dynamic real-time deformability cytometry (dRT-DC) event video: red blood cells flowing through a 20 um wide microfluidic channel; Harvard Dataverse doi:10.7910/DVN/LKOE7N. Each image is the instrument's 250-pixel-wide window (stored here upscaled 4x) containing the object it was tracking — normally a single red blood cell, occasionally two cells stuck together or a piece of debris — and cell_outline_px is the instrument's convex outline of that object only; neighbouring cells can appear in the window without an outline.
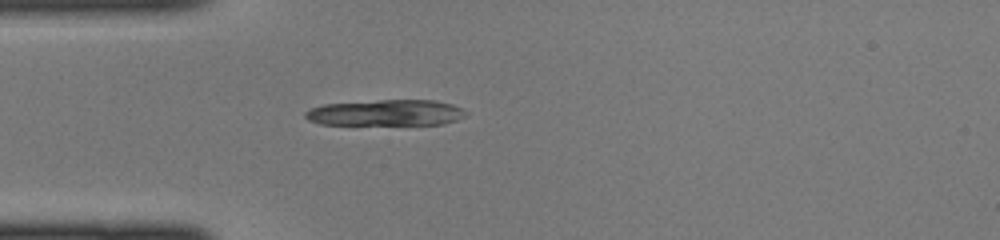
{"species": "common noctule bat (a hibernating species)", "species_latin": "Nyctalus noctula", "temperature_condition": "cold", "stored_images_in_passage": 33, "camera_frame_rate_fps": 3000, "um_per_image_px": 0.085, "animal": {"sex": "female", "body_mass_g": 22.0, "forearm_length_mm": 56.7}, "frame": {"image": 1, "passage_image": 1, "time_ms": 0.0, "image_size_px": [1000, 240], "cell_outline_px": [[468, 112], [464, 116], [456, 120], [444, 124], [320, 124], [308, 120], [304, 116], [304, 112], [312, 108], [324, 104], [380, 100], [436, 100], [452, 104]], "centroid_in_image_um": [32.81, 9.58], "position_along_channel_um": 52.2, "area_um2": 24.22}}
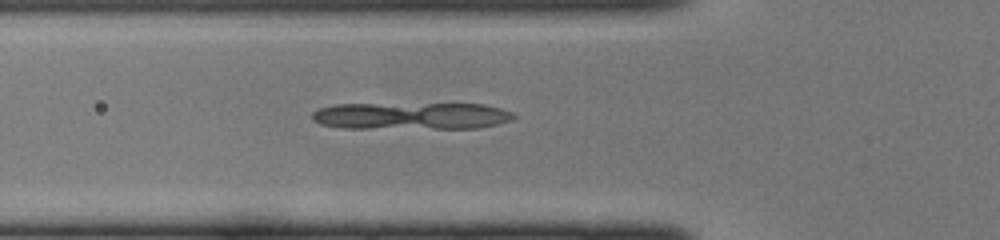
{"frame": {"image": 2, "passage_image": 4, "time_ms": 1.0, "image_size_px": [1000, 240], "cell_outline_px": [[516, 116], [512, 120], [496, 124], [476, 128], [344, 128], [320, 124], [312, 120], [312, 112], [320, 108], [336, 104], [484, 104], [500, 108], [512, 112]], "centroid_in_image_um": [34.95, 9.85], "position_along_channel_um": 90.9, "area_um2": 31.79}}